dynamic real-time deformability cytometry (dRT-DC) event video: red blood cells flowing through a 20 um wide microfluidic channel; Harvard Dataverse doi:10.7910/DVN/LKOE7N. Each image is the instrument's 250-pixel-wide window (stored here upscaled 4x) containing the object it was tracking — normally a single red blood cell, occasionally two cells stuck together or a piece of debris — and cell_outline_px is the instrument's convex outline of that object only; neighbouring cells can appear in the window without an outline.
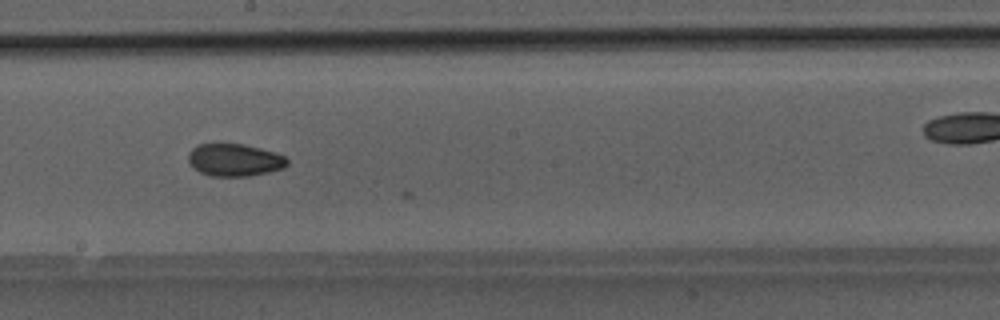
{"species": "Egyptian fruit bat (a non-hibernating species)", "species_latin": "Rousettus aegyptiacus", "temperature_condition": "room temperature", "stored_images_in_passage": 23, "camera_frame_rate_fps": 3000, "um_per_image_px": 0.085, "animal": {"sex": "male"}, "frame": {"image": 1, "passage_image": 22, "time_ms": 7.0, "image_size_px": [1000, 320], "cell_outline_px": [[288, 164], [284, 168], [268, 172], [248, 176], [212, 176], [200, 172], [188, 160], [188, 152], [196, 144], [244, 144], [260, 148], [284, 156], [288, 160]], "centroid_in_image_um": [19.93, 13.59], "position_along_channel_um": 228.3, "area_um2": 18.55}}